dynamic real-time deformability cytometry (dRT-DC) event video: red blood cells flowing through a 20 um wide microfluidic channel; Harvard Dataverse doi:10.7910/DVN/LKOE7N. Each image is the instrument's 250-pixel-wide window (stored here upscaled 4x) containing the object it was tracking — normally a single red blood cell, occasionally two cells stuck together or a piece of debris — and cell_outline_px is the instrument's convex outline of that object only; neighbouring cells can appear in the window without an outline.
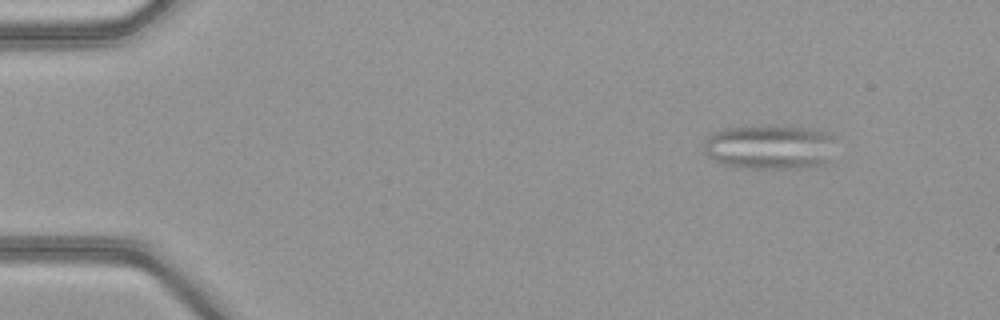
{"species": "common noctule bat (a hibernating species)", "species_latin": "Nyctalus noctula", "temperature_condition": "warm", "stored_images_in_passage": 51, "camera_frame_rate_fps": 3000, "um_per_image_px": 0.085, "animal": {"sex": "female", "body_mass_g": 21.9}, "frame": {"image": 1, "passage_image": 6, "time_ms": 1.667, "image_size_px": [1000, 320], "cell_outline_px": [[832, 160], [824, 164], [804, 168], [744, 168], [720, 164], [708, 156], [704, 148], [704, 140], [712, 132], [724, 128], [808, 128], [824, 132], [832, 136]], "centroid_in_image_um": [65.41, 12.55], "position_along_channel_um": 19.6, "area_um2": 33.64}}
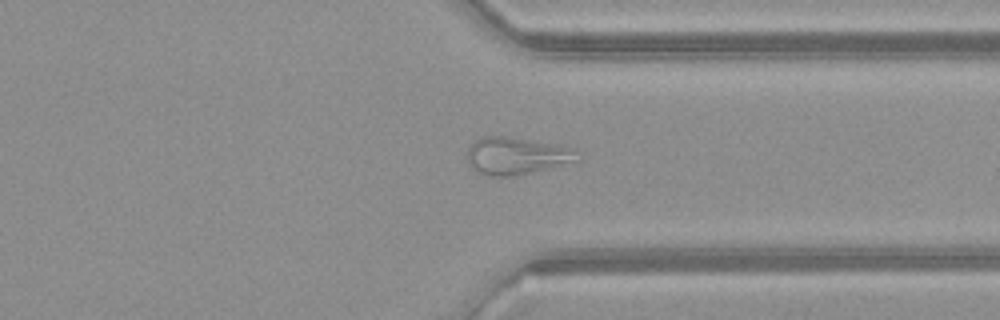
{"frame": {"image": 2, "passage_image": 39, "time_ms": 12.667, "image_size_px": [1000, 320], "cell_outline_px": [[580, 160], [516, 176], [492, 176], [476, 172], [468, 164], [468, 148], [480, 136], [508, 136], [560, 144], [572, 148], [576, 152]], "centroid_in_image_um": [43.89, 13.23], "position_along_channel_um": 367.5, "area_um2": 24.1}}
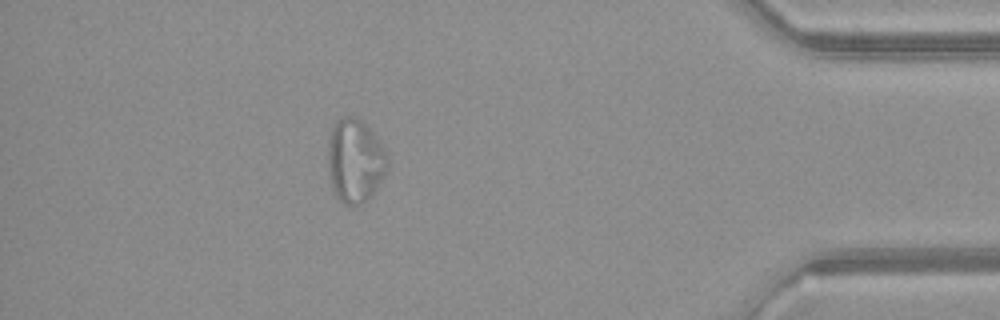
{"frame": {"image": 3, "passage_image": 45, "time_ms": 14.667, "image_size_px": [1000, 320], "cell_outline_px": [[388, 168], [372, 196], [368, 200], [360, 204], [344, 204], [336, 196], [332, 188], [328, 176], [328, 140], [332, 128], [336, 120], [344, 116], [352, 116], [360, 120], [372, 132], [384, 148], [388, 156]], "centroid_in_image_um": [30.17, 13.68], "position_along_channel_um": 405.0, "area_um2": 29.13}, "authors_computed_cell_mechanics": {"area_um2": 28.033, "velocity_mm_per_s": 4.1001, "shape_relaxation_time_tau1_ms": null, "shape_relaxation_time_tau2_ms": 2.9619, "deformation_change_tau1": null, "deformation_change_tau2": 0.129}}